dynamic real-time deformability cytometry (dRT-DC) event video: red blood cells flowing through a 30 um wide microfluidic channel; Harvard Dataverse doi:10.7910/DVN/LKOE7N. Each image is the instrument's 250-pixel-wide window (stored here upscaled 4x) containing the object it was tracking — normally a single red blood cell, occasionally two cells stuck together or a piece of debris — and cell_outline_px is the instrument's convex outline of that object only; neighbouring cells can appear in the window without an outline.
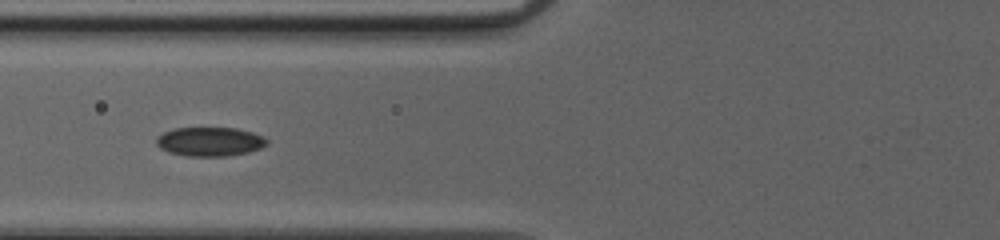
{"species": "common noctule bat (a hibernating species)", "species_latin": "Nyctalus noctula", "temperature_condition": "cold", "stored_images_in_passage": 30, "camera_frame_rate_fps": 3000, "um_per_image_px": 0.085, "animal": {"sex": "female", "body_mass_g": 20.0, "forearm_length_mm": 54.0}, "frame": {"image": 1, "passage_image": 5, "time_ms": 1.333, "image_size_px": [1000, 240], "cell_outline_px": [[268, 144], [260, 148], [248, 152], [228, 156], [184, 156], [168, 152], [160, 148], [156, 144], [156, 136], [172, 128], [236, 128], [252, 132], [264, 136], [268, 140]], "centroid_in_image_um": [17.82, 12.04], "position_along_channel_um": 108.0, "area_um2": 18.9}, "authors_computed_cell_mechanics": {"area_um2": 19.7387, "velocity_mm_per_s": 4.0113, "shape_relaxation_time_tau1_ms": 1.5958, "shape_relaxation_time_tau2_ms": 4.0356, "deformation_change_tau1": 0.0375, "deformation_change_tau2": 0.0596}}